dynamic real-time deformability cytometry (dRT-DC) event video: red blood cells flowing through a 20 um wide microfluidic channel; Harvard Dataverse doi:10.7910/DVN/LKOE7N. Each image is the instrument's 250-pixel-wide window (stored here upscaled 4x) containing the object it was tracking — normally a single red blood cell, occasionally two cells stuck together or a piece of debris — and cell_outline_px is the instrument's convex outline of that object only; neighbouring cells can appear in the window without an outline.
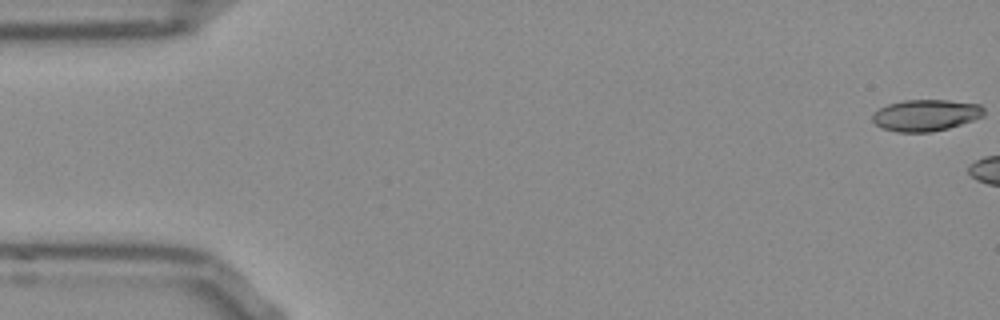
{"species": "Egyptian fruit bat (a non-hibernating species)", "species_latin": "Rousettus aegyptiacus", "temperature_condition": "room temperature", "stored_images_in_passage": 6, "camera_frame_rate_fps": 3000, "um_per_image_px": 0.085, "frame": {"image": 1, "passage_image": 1, "time_ms": 0.0, "image_size_px": [1000, 320], "cell_outline_px": [[984, 116], [948, 128], [932, 132], [896, 132], [880, 128], [872, 120], [872, 116], [880, 108], [888, 104], [904, 100], [948, 100], [980, 104], [984, 108]], "centroid_in_image_um": [78.69, 9.8], "position_along_channel_um": 6.3, "area_um2": 20.46}}